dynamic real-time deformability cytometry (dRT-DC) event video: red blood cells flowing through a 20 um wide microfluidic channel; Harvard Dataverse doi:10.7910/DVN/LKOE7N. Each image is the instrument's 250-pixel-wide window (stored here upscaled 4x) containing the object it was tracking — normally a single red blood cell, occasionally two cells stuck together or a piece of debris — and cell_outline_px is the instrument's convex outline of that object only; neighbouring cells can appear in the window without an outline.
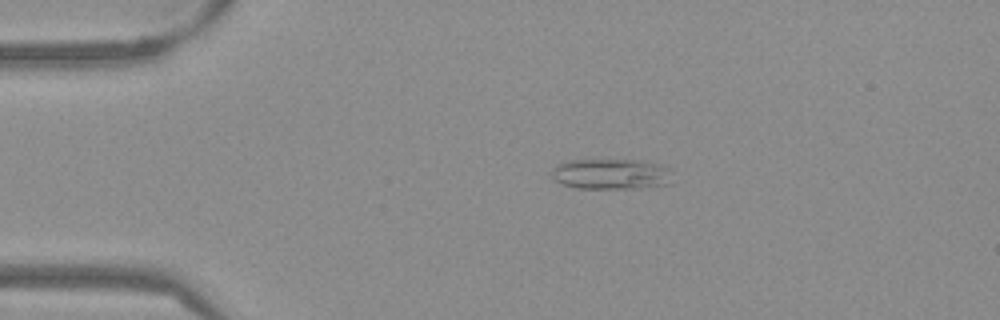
{"species": "Egyptian fruit bat (a non-hibernating species)", "species_latin": "Rousettus aegyptiacus", "temperature_condition": "warm", "stored_images_in_passage": 46, "camera_frame_rate_fps": 3000, "um_per_image_px": 0.085, "frame": {"image": 1, "passage_image": 4, "time_ms": 1.0, "image_size_px": [1000, 320], "cell_outline_px": [[672, 184], [636, 188], [576, 188], [564, 184], [556, 180], [548, 172], [556, 164], [568, 160], [640, 160], [660, 164], [668, 168]], "centroid_in_image_um": [51.91, 14.78], "position_along_channel_um": 33.1, "area_um2": 21.62}}
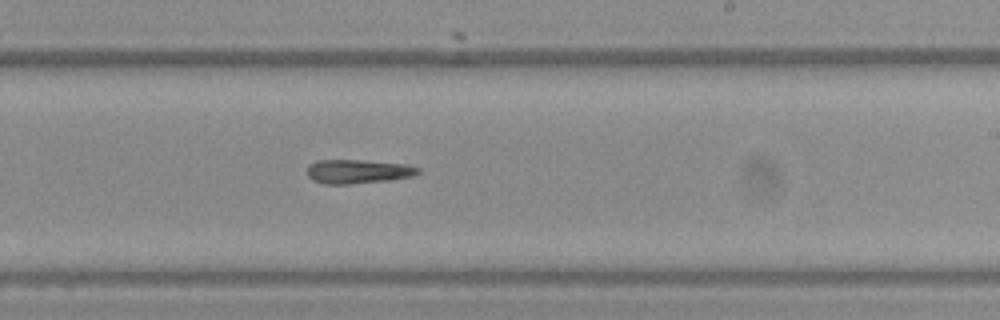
{"frame": {"image": 2, "passage_image": 25, "time_ms": 8.0, "image_size_px": [1000, 320], "cell_outline_px": [[420, 172], [412, 176], [392, 180], [352, 184], [324, 184], [312, 180], [308, 176], [308, 164], [316, 160], [360, 160], [408, 164], [420, 168]], "centroid_in_image_um": [30.43, 14.58], "position_along_channel_um": 258.6, "area_um2": 15.72}}
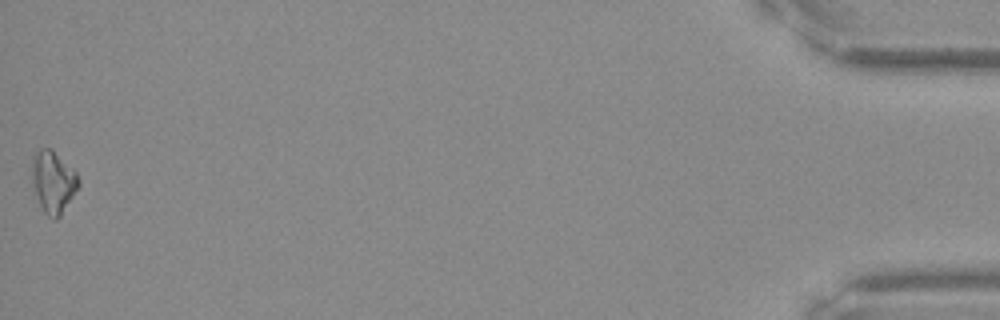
{"frame": {"image": 3, "passage_image": 46, "time_ms": 15.0, "image_size_px": [1000, 320], "cell_outline_px": [[80, 184], [60, 216], [56, 220], [52, 220], [44, 212], [36, 196], [32, 184], [32, 156], [40, 148], [52, 148], [76, 172], [80, 180]], "centroid_in_image_um": [4.51, 15.45], "position_along_channel_um": 430.7, "area_um2": 16.88}, "authors_computed_cell_mechanics": {"area_um2": 15.8083, "velocity_mm_per_s": 3.8496, "shape_relaxation_time_tau1_ms": null, "shape_relaxation_time_tau2_ms": 0.5958, "deformation_change_tau1": null, "deformation_change_tau2": 0.0919}}